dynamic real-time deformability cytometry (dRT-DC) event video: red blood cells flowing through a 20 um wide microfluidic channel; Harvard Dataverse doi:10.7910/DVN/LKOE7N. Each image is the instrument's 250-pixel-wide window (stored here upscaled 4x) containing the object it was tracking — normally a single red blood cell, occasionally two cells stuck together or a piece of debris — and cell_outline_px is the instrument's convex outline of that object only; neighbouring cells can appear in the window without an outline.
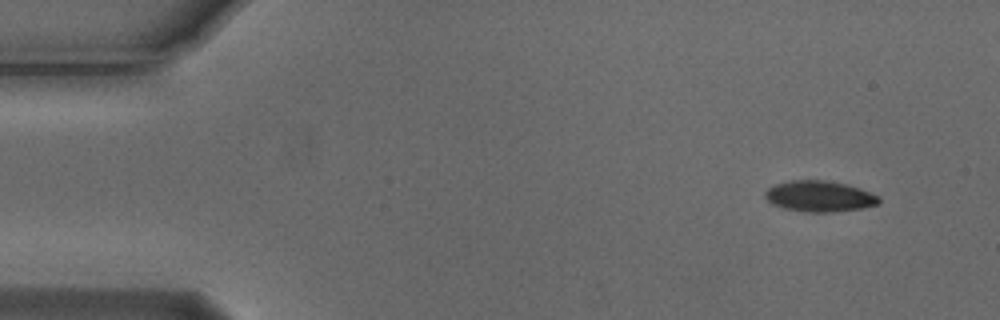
{"species": "Egyptian fruit bat (a non-hibernating species)", "species_latin": "Rousettus aegyptiacus", "temperature_condition": "cold", "stored_images_in_passage": 51, "camera_frame_rate_fps": 3000, "um_per_image_px": 0.085, "animal": {"sex": "male"}, "frame": {"image": 1, "passage_image": 1, "time_ms": 0.0, "image_size_px": [1000, 320], "cell_outline_px": [[880, 204], [864, 208], [832, 212], [804, 212], [784, 208], [772, 204], [764, 196], [764, 192], [768, 188], [776, 184], [792, 180], [824, 180], [848, 184], [860, 188], [880, 196]], "centroid_in_image_um": [69.69, 16.69], "position_along_channel_um": 15.3, "area_um2": 20.69}}
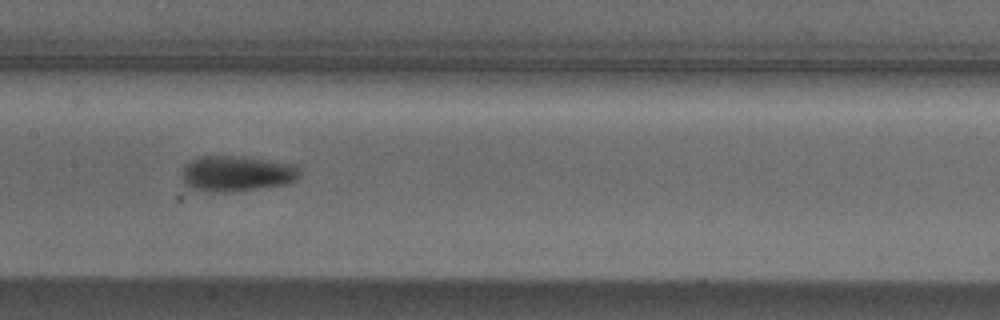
{"frame": {"image": 2, "passage_image": 23, "time_ms": 7.333, "image_size_px": [1000, 320], "cell_outline_px": [[300, 176], [296, 180], [284, 184], [256, 188], [224, 192], [208, 192], [192, 188], [184, 184], [184, 168], [192, 160], [200, 156], [232, 156], [300, 164]], "centroid_in_image_um": [20.18, 14.75], "position_along_channel_um": 187.2, "area_um2": 24.1}}
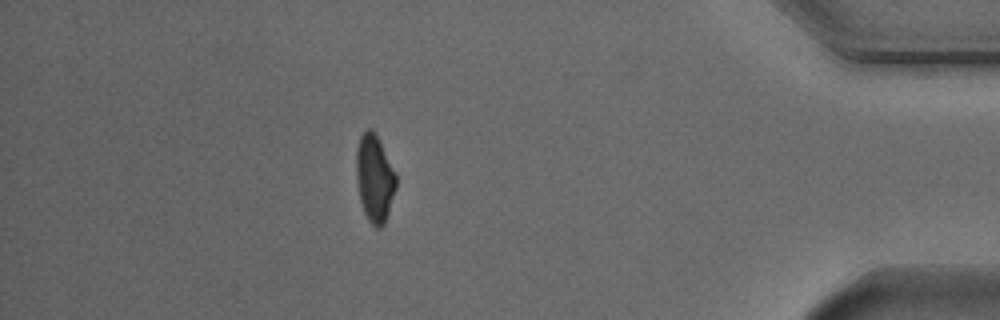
{"frame": {"image": 3, "passage_image": 44, "time_ms": 14.333, "image_size_px": [1000, 320], "cell_outline_px": [[396, 188], [384, 224], [380, 228], [376, 228], [368, 220], [364, 212], [360, 200], [356, 176], [356, 148], [360, 136], [368, 128], [372, 128], [376, 132], [396, 172]], "centroid_in_image_um": [31.84, 15.11], "position_along_channel_um": 403.4, "area_um2": 20.4}, "authors_computed_cell_mechanics": {"area_um2": 21.1548, "velocity_mm_per_s": 3.7693, "shape_relaxation_time_tau1_ms": 3.5676, "shape_relaxation_time_tau2_ms": null, "deformation_change_tau1": 0.1317, "deformation_change_tau2": null}}